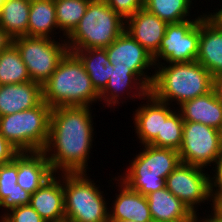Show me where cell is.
I'll list each match as a JSON object with an SVG mask.
<instances>
[{
	"mask_svg": "<svg viewBox=\"0 0 222 222\" xmlns=\"http://www.w3.org/2000/svg\"><path fill=\"white\" fill-rule=\"evenodd\" d=\"M90 110V106L52 108L49 137L42 152L54 173H87L95 135Z\"/></svg>",
	"mask_w": 222,
	"mask_h": 222,
	"instance_id": "obj_1",
	"label": "cell"
},
{
	"mask_svg": "<svg viewBox=\"0 0 222 222\" xmlns=\"http://www.w3.org/2000/svg\"><path fill=\"white\" fill-rule=\"evenodd\" d=\"M154 73L150 93L169 105L174 101L179 107L213 89L211 73L197 61L167 65L163 62L155 66Z\"/></svg>",
	"mask_w": 222,
	"mask_h": 222,
	"instance_id": "obj_2",
	"label": "cell"
},
{
	"mask_svg": "<svg viewBox=\"0 0 222 222\" xmlns=\"http://www.w3.org/2000/svg\"><path fill=\"white\" fill-rule=\"evenodd\" d=\"M43 101L51 108L90 106L100 102L80 59L68 51L49 80L42 86Z\"/></svg>",
	"mask_w": 222,
	"mask_h": 222,
	"instance_id": "obj_3",
	"label": "cell"
},
{
	"mask_svg": "<svg viewBox=\"0 0 222 222\" xmlns=\"http://www.w3.org/2000/svg\"><path fill=\"white\" fill-rule=\"evenodd\" d=\"M123 175H118L130 189L143 196L166 187L165 179L180 164L179 152L170 148L144 145Z\"/></svg>",
	"mask_w": 222,
	"mask_h": 222,
	"instance_id": "obj_4",
	"label": "cell"
},
{
	"mask_svg": "<svg viewBox=\"0 0 222 222\" xmlns=\"http://www.w3.org/2000/svg\"><path fill=\"white\" fill-rule=\"evenodd\" d=\"M125 30V20L104 0H92L86 13L66 37L68 50L106 48Z\"/></svg>",
	"mask_w": 222,
	"mask_h": 222,
	"instance_id": "obj_5",
	"label": "cell"
},
{
	"mask_svg": "<svg viewBox=\"0 0 222 222\" xmlns=\"http://www.w3.org/2000/svg\"><path fill=\"white\" fill-rule=\"evenodd\" d=\"M87 175L63 173L65 222H109L104 192Z\"/></svg>",
	"mask_w": 222,
	"mask_h": 222,
	"instance_id": "obj_6",
	"label": "cell"
},
{
	"mask_svg": "<svg viewBox=\"0 0 222 222\" xmlns=\"http://www.w3.org/2000/svg\"><path fill=\"white\" fill-rule=\"evenodd\" d=\"M52 108L43 100L31 109L0 117V133L21 152H40L46 147Z\"/></svg>",
	"mask_w": 222,
	"mask_h": 222,
	"instance_id": "obj_7",
	"label": "cell"
},
{
	"mask_svg": "<svg viewBox=\"0 0 222 222\" xmlns=\"http://www.w3.org/2000/svg\"><path fill=\"white\" fill-rule=\"evenodd\" d=\"M60 39L63 37L58 42L54 38L18 36L10 40L19 51L31 81L43 86L49 80L69 51L66 41Z\"/></svg>",
	"mask_w": 222,
	"mask_h": 222,
	"instance_id": "obj_8",
	"label": "cell"
},
{
	"mask_svg": "<svg viewBox=\"0 0 222 222\" xmlns=\"http://www.w3.org/2000/svg\"><path fill=\"white\" fill-rule=\"evenodd\" d=\"M178 152L182 163L207 169L222 155V131L199 122L184 121Z\"/></svg>",
	"mask_w": 222,
	"mask_h": 222,
	"instance_id": "obj_9",
	"label": "cell"
},
{
	"mask_svg": "<svg viewBox=\"0 0 222 222\" xmlns=\"http://www.w3.org/2000/svg\"><path fill=\"white\" fill-rule=\"evenodd\" d=\"M203 15L167 25L159 50L152 56L154 65L196 61L200 38V19Z\"/></svg>",
	"mask_w": 222,
	"mask_h": 222,
	"instance_id": "obj_10",
	"label": "cell"
},
{
	"mask_svg": "<svg viewBox=\"0 0 222 222\" xmlns=\"http://www.w3.org/2000/svg\"><path fill=\"white\" fill-rule=\"evenodd\" d=\"M205 171L203 168L180 162L165 179L166 188L195 214L198 205L210 201V174Z\"/></svg>",
	"mask_w": 222,
	"mask_h": 222,
	"instance_id": "obj_11",
	"label": "cell"
},
{
	"mask_svg": "<svg viewBox=\"0 0 222 222\" xmlns=\"http://www.w3.org/2000/svg\"><path fill=\"white\" fill-rule=\"evenodd\" d=\"M105 49L113 69H130L151 88L155 73L147 69H155L153 57L126 30Z\"/></svg>",
	"mask_w": 222,
	"mask_h": 222,
	"instance_id": "obj_12",
	"label": "cell"
},
{
	"mask_svg": "<svg viewBox=\"0 0 222 222\" xmlns=\"http://www.w3.org/2000/svg\"><path fill=\"white\" fill-rule=\"evenodd\" d=\"M203 13L200 19V38L196 61L212 77L222 73V20L214 13Z\"/></svg>",
	"mask_w": 222,
	"mask_h": 222,
	"instance_id": "obj_13",
	"label": "cell"
},
{
	"mask_svg": "<svg viewBox=\"0 0 222 222\" xmlns=\"http://www.w3.org/2000/svg\"><path fill=\"white\" fill-rule=\"evenodd\" d=\"M144 100H147V104L138 106L133 113L135 133L143 146L150 145L157 136H162L163 120L177 111V107L176 110L170 108L168 103L159 101L150 92Z\"/></svg>",
	"mask_w": 222,
	"mask_h": 222,
	"instance_id": "obj_14",
	"label": "cell"
},
{
	"mask_svg": "<svg viewBox=\"0 0 222 222\" xmlns=\"http://www.w3.org/2000/svg\"><path fill=\"white\" fill-rule=\"evenodd\" d=\"M109 76L110 77L105 88L99 93L100 102H103L104 104L106 103L105 105H107L109 108L110 106L111 108H114L115 105L120 104L121 96L122 99H128L129 97V99L131 98L132 100L133 98L144 100V98L150 92V88L130 69H113V65L110 64Z\"/></svg>",
	"mask_w": 222,
	"mask_h": 222,
	"instance_id": "obj_15",
	"label": "cell"
},
{
	"mask_svg": "<svg viewBox=\"0 0 222 222\" xmlns=\"http://www.w3.org/2000/svg\"><path fill=\"white\" fill-rule=\"evenodd\" d=\"M57 175L55 173L30 197L29 205L46 222H65L63 173Z\"/></svg>",
	"mask_w": 222,
	"mask_h": 222,
	"instance_id": "obj_16",
	"label": "cell"
},
{
	"mask_svg": "<svg viewBox=\"0 0 222 222\" xmlns=\"http://www.w3.org/2000/svg\"><path fill=\"white\" fill-rule=\"evenodd\" d=\"M168 23L145 8L125 20V30L152 56L159 50Z\"/></svg>",
	"mask_w": 222,
	"mask_h": 222,
	"instance_id": "obj_17",
	"label": "cell"
},
{
	"mask_svg": "<svg viewBox=\"0 0 222 222\" xmlns=\"http://www.w3.org/2000/svg\"><path fill=\"white\" fill-rule=\"evenodd\" d=\"M118 181L119 187L116 199L112 201V208H109V220H134L138 222H153L147 197L130 189L120 179L112 178ZM112 209V210H111Z\"/></svg>",
	"mask_w": 222,
	"mask_h": 222,
	"instance_id": "obj_18",
	"label": "cell"
},
{
	"mask_svg": "<svg viewBox=\"0 0 222 222\" xmlns=\"http://www.w3.org/2000/svg\"><path fill=\"white\" fill-rule=\"evenodd\" d=\"M54 174L42 151L17 155V184L28 193L33 194Z\"/></svg>",
	"mask_w": 222,
	"mask_h": 222,
	"instance_id": "obj_19",
	"label": "cell"
},
{
	"mask_svg": "<svg viewBox=\"0 0 222 222\" xmlns=\"http://www.w3.org/2000/svg\"><path fill=\"white\" fill-rule=\"evenodd\" d=\"M42 100V86L36 82L1 85L0 117L36 107Z\"/></svg>",
	"mask_w": 222,
	"mask_h": 222,
	"instance_id": "obj_20",
	"label": "cell"
},
{
	"mask_svg": "<svg viewBox=\"0 0 222 222\" xmlns=\"http://www.w3.org/2000/svg\"><path fill=\"white\" fill-rule=\"evenodd\" d=\"M178 108L184 121L199 122L222 131V103L214 89L184 102Z\"/></svg>",
	"mask_w": 222,
	"mask_h": 222,
	"instance_id": "obj_21",
	"label": "cell"
},
{
	"mask_svg": "<svg viewBox=\"0 0 222 222\" xmlns=\"http://www.w3.org/2000/svg\"><path fill=\"white\" fill-rule=\"evenodd\" d=\"M153 222L187 219L192 212L166 187L146 195Z\"/></svg>",
	"mask_w": 222,
	"mask_h": 222,
	"instance_id": "obj_22",
	"label": "cell"
},
{
	"mask_svg": "<svg viewBox=\"0 0 222 222\" xmlns=\"http://www.w3.org/2000/svg\"><path fill=\"white\" fill-rule=\"evenodd\" d=\"M31 0H4L0 12V32L8 40L27 36Z\"/></svg>",
	"mask_w": 222,
	"mask_h": 222,
	"instance_id": "obj_23",
	"label": "cell"
},
{
	"mask_svg": "<svg viewBox=\"0 0 222 222\" xmlns=\"http://www.w3.org/2000/svg\"><path fill=\"white\" fill-rule=\"evenodd\" d=\"M31 194L17 184V156L8 164L0 166V208L4 214L17 206L30 203ZM6 209V210H5ZM7 211V212H6Z\"/></svg>",
	"mask_w": 222,
	"mask_h": 222,
	"instance_id": "obj_24",
	"label": "cell"
},
{
	"mask_svg": "<svg viewBox=\"0 0 222 222\" xmlns=\"http://www.w3.org/2000/svg\"><path fill=\"white\" fill-rule=\"evenodd\" d=\"M57 29L54 0H31L27 36L52 39Z\"/></svg>",
	"mask_w": 222,
	"mask_h": 222,
	"instance_id": "obj_25",
	"label": "cell"
},
{
	"mask_svg": "<svg viewBox=\"0 0 222 222\" xmlns=\"http://www.w3.org/2000/svg\"><path fill=\"white\" fill-rule=\"evenodd\" d=\"M82 62L86 73L89 75L92 85L98 93L106 86L109 80V65L105 48H92L81 50H69Z\"/></svg>",
	"mask_w": 222,
	"mask_h": 222,
	"instance_id": "obj_26",
	"label": "cell"
},
{
	"mask_svg": "<svg viewBox=\"0 0 222 222\" xmlns=\"http://www.w3.org/2000/svg\"><path fill=\"white\" fill-rule=\"evenodd\" d=\"M31 81L27 67L17 48L10 42L0 49V84H17Z\"/></svg>",
	"mask_w": 222,
	"mask_h": 222,
	"instance_id": "obj_27",
	"label": "cell"
},
{
	"mask_svg": "<svg viewBox=\"0 0 222 222\" xmlns=\"http://www.w3.org/2000/svg\"><path fill=\"white\" fill-rule=\"evenodd\" d=\"M192 4V0H144V8L168 24L191 19Z\"/></svg>",
	"mask_w": 222,
	"mask_h": 222,
	"instance_id": "obj_28",
	"label": "cell"
},
{
	"mask_svg": "<svg viewBox=\"0 0 222 222\" xmlns=\"http://www.w3.org/2000/svg\"><path fill=\"white\" fill-rule=\"evenodd\" d=\"M92 0H54L58 29L66 38L78 25Z\"/></svg>",
	"mask_w": 222,
	"mask_h": 222,
	"instance_id": "obj_29",
	"label": "cell"
},
{
	"mask_svg": "<svg viewBox=\"0 0 222 222\" xmlns=\"http://www.w3.org/2000/svg\"><path fill=\"white\" fill-rule=\"evenodd\" d=\"M183 124L181 113L175 111L167 120H163L162 136H157L150 145L178 151L182 144Z\"/></svg>",
	"mask_w": 222,
	"mask_h": 222,
	"instance_id": "obj_30",
	"label": "cell"
},
{
	"mask_svg": "<svg viewBox=\"0 0 222 222\" xmlns=\"http://www.w3.org/2000/svg\"><path fill=\"white\" fill-rule=\"evenodd\" d=\"M0 222H46L29 204L8 211Z\"/></svg>",
	"mask_w": 222,
	"mask_h": 222,
	"instance_id": "obj_31",
	"label": "cell"
},
{
	"mask_svg": "<svg viewBox=\"0 0 222 222\" xmlns=\"http://www.w3.org/2000/svg\"><path fill=\"white\" fill-rule=\"evenodd\" d=\"M124 20L144 8V0H104Z\"/></svg>",
	"mask_w": 222,
	"mask_h": 222,
	"instance_id": "obj_32",
	"label": "cell"
},
{
	"mask_svg": "<svg viewBox=\"0 0 222 222\" xmlns=\"http://www.w3.org/2000/svg\"><path fill=\"white\" fill-rule=\"evenodd\" d=\"M213 172L209 175V191L210 193H222V155L212 165Z\"/></svg>",
	"mask_w": 222,
	"mask_h": 222,
	"instance_id": "obj_33",
	"label": "cell"
},
{
	"mask_svg": "<svg viewBox=\"0 0 222 222\" xmlns=\"http://www.w3.org/2000/svg\"><path fill=\"white\" fill-rule=\"evenodd\" d=\"M210 201L212 213L207 215L203 222H222V193H210Z\"/></svg>",
	"mask_w": 222,
	"mask_h": 222,
	"instance_id": "obj_34",
	"label": "cell"
},
{
	"mask_svg": "<svg viewBox=\"0 0 222 222\" xmlns=\"http://www.w3.org/2000/svg\"><path fill=\"white\" fill-rule=\"evenodd\" d=\"M19 153L0 133V166L13 161Z\"/></svg>",
	"mask_w": 222,
	"mask_h": 222,
	"instance_id": "obj_35",
	"label": "cell"
},
{
	"mask_svg": "<svg viewBox=\"0 0 222 222\" xmlns=\"http://www.w3.org/2000/svg\"><path fill=\"white\" fill-rule=\"evenodd\" d=\"M213 89L219 101L222 103V73L213 77Z\"/></svg>",
	"mask_w": 222,
	"mask_h": 222,
	"instance_id": "obj_36",
	"label": "cell"
},
{
	"mask_svg": "<svg viewBox=\"0 0 222 222\" xmlns=\"http://www.w3.org/2000/svg\"><path fill=\"white\" fill-rule=\"evenodd\" d=\"M199 214H195L192 213L187 219H183V220H177V221H173V222H203V218L199 217L200 219H198Z\"/></svg>",
	"mask_w": 222,
	"mask_h": 222,
	"instance_id": "obj_37",
	"label": "cell"
},
{
	"mask_svg": "<svg viewBox=\"0 0 222 222\" xmlns=\"http://www.w3.org/2000/svg\"><path fill=\"white\" fill-rule=\"evenodd\" d=\"M8 40L0 32V49L6 44Z\"/></svg>",
	"mask_w": 222,
	"mask_h": 222,
	"instance_id": "obj_38",
	"label": "cell"
},
{
	"mask_svg": "<svg viewBox=\"0 0 222 222\" xmlns=\"http://www.w3.org/2000/svg\"><path fill=\"white\" fill-rule=\"evenodd\" d=\"M220 6H222V5H220ZM216 11L215 12H213L216 16H218L221 20H222V7L219 9V8H216L215 9Z\"/></svg>",
	"mask_w": 222,
	"mask_h": 222,
	"instance_id": "obj_39",
	"label": "cell"
},
{
	"mask_svg": "<svg viewBox=\"0 0 222 222\" xmlns=\"http://www.w3.org/2000/svg\"><path fill=\"white\" fill-rule=\"evenodd\" d=\"M109 222H138V221H134V220H125V221L109 220Z\"/></svg>",
	"mask_w": 222,
	"mask_h": 222,
	"instance_id": "obj_40",
	"label": "cell"
},
{
	"mask_svg": "<svg viewBox=\"0 0 222 222\" xmlns=\"http://www.w3.org/2000/svg\"><path fill=\"white\" fill-rule=\"evenodd\" d=\"M3 3H4V0H0V12H1V9H2Z\"/></svg>",
	"mask_w": 222,
	"mask_h": 222,
	"instance_id": "obj_41",
	"label": "cell"
}]
</instances>
